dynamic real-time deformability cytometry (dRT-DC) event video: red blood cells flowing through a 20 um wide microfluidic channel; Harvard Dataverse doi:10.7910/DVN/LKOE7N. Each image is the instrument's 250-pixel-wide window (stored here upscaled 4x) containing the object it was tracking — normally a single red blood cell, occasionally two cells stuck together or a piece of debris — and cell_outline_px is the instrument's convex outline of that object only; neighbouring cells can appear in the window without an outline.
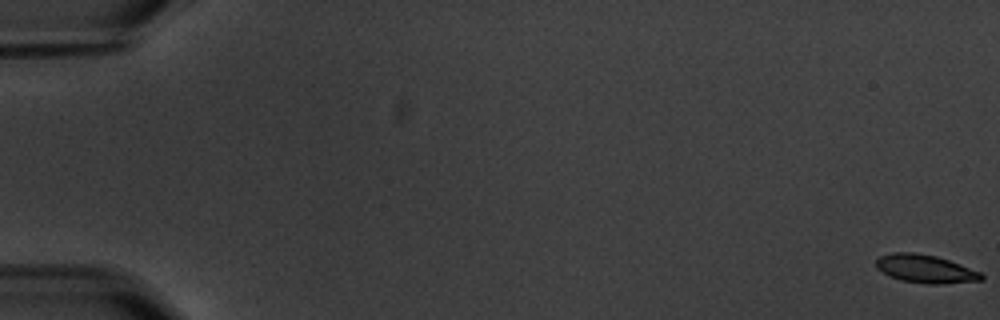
{"species": "common noctule bat (a hibernating species)", "species_latin": "Nyctalus noctula", "temperature_condition": "warm", "stored_images_in_passage": 3, "camera_frame_rate_fps": 3000, "um_per_image_px": 0.085, "animal": {"sex": "male", "body_mass_g": 20.1, "forearm_length_mm": 53.5}, "frame": {"image": 1, "passage_image": 1, "time_ms": 0.0, "image_size_px": [1000, 320], "cell_outline_px": [[984, 280], [940, 284], [928, 284], [900, 280], [876, 268], [876, 260], [880, 256], [892, 252], [912, 252], [936, 256], [960, 264], [980, 272], [984, 276]], "centroid_in_image_um": [78.67, 22.85], "position_along_channel_um": 6.3, "area_um2": 17.17}}